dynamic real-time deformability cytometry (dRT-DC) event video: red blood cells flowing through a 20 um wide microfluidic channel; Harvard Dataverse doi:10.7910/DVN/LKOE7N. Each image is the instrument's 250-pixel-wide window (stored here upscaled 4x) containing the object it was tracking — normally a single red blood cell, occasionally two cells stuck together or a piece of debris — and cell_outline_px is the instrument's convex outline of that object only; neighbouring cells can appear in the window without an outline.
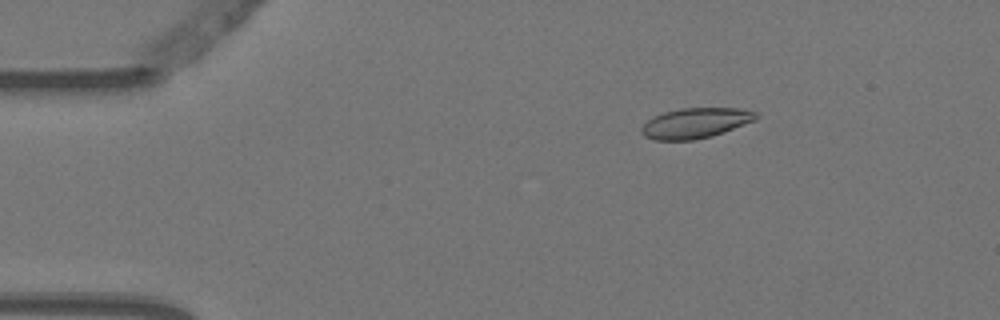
{"species": "Egyptian fruit bat (a non-hibernating species)", "species_latin": "Rousettus aegyptiacus", "temperature_condition": "warm", "stored_images_in_passage": 3, "camera_frame_rate_fps": 3000, "um_per_image_px": 0.085, "animal": {"sex": "female"}, "frame": {"image": 1, "passage_image": 1, "time_ms": 0.0, "image_size_px": [1000, 320], "cell_outline_px": [[760, 116], [756, 120], [724, 132], [712, 136], [692, 140], [656, 140], [644, 136], [640, 132], [640, 128], [652, 116], [664, 112], [680, 108], [744, 108], [756, 112]], "centroid_in_image_um": [59.13, 10.45], "position_along_channel_um": 25.9, "area_um2": 20.4}}